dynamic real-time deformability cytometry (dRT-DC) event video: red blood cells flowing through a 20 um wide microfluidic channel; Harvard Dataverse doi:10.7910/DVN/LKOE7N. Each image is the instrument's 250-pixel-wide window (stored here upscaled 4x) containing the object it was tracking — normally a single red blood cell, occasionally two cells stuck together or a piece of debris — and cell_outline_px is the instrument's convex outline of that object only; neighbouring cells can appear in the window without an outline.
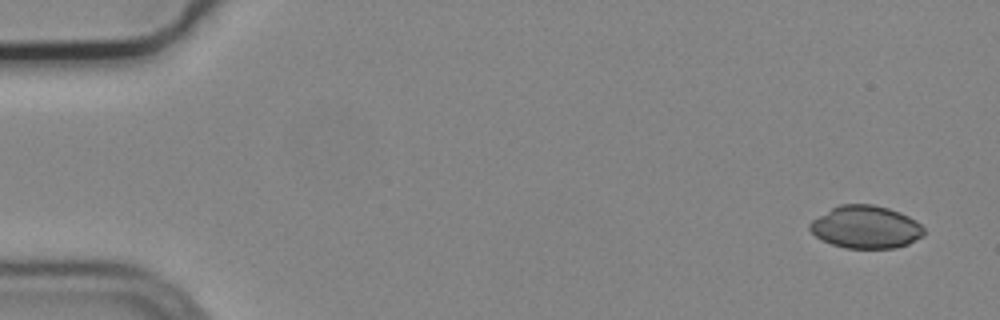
{"species": "common noctule bat (a hibernating species)", "species_latin": "Nyctalus noctula", "temperature_condition": "cold", "stored_images_in_passage": 7, "camera_frame_rate_fps": 3000, "um_per_image_px": 0.085, "animal": {"sex": "male", "body_mass_g": 19.2, "forearm_length_mm": 51.8}, "frame": {"image": 1, "passage_image": 1, "time_ms": 0.0, "image_size_px": [1000, 320], "cell_outline_px": [[924, 236], [908, 244], [896, 248], [844, 248], [832, 244], [816, 236], [808, 228], [808, 224], [812, 220], [832, 208], [840, 204], [872, 204], [888, 208], [900, 212], [916, 220], [924, 228]], "centroid_in_image_um": [73.61, 19.3], "position_along_channel_um": 11.4, "area_um2": 28.38}}
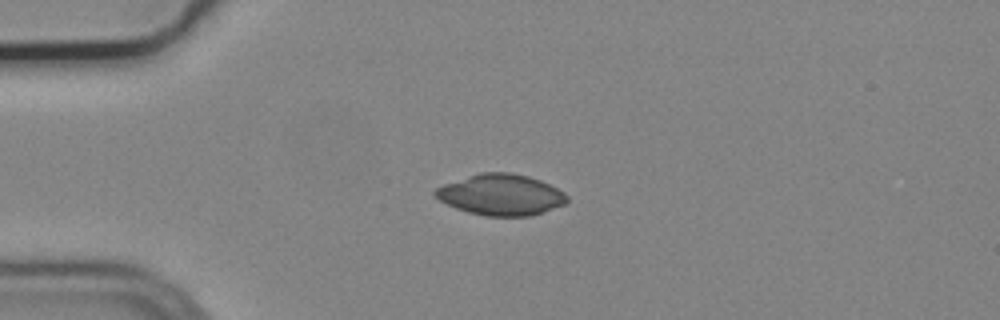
{"frame": {"image": 2, "passage_image": 4, "time_ms": 1.0, "image_size_px": [1000, 320], "cell_outline_px": [[568, 200], [564, 204], [528, 216], [484, 216], [468, 212], [456, 208], [440, 200], [432, 192], [436, 188], [444, 184], [480, 172], [512, 172], [528, 176], [540, 180], [564, 192], [568, 196]], "centroid_in_image_um": [42.56, 16.54], "position_along_channel_um": 42.4, "area_um2": 31.27}}